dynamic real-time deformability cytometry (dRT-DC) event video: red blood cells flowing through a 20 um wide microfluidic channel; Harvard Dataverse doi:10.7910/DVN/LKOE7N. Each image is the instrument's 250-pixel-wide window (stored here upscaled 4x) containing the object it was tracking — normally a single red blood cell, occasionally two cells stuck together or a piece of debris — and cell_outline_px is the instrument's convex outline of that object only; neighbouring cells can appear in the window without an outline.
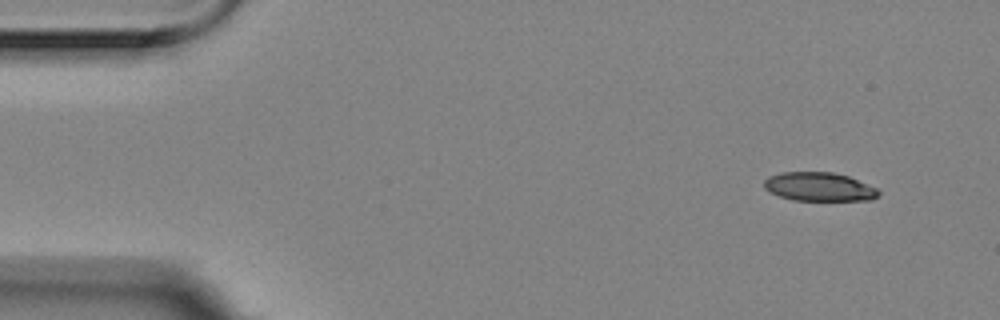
{"species": "Egyptian fruit bat (a non-hibernating species)", "species_latin": "Rousettus aegyptiacus", "temperature_condition": "room temperature", "stored_images_in_passage": 4, "camera_frame_rate_fps": 3000, "um_per_image_px": 0.085, "animal": {"sex": "female"}, "frame": {"image": 1, "passage_image": 1, "time_ms": 0.0, "image_size_px": [1000, 320], "cell_outline_px": [[880, 196], [872, 200], [792, 200], [780, 196], [764, 188], [764, 180], [768, 176], [780, 172], [832, 172], [848, 176], [876, 188], [880, 192]], "centroid_in_image_um": [69.63, 15.87], "position_along_channel_um": 15.4, "area_um2": 19.13}}
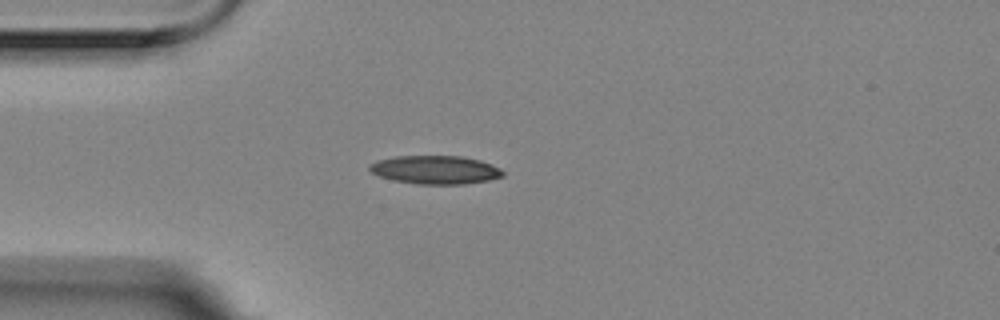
{"frame": {"image": 2, "passage_image": 4, "time_ms": 1.0, "image_size_px": [1000, 320], "cell_outline_px": [[504, 176], [488, 180], [464, 184], [416, 184], [392, 180], [380, 176], [372, 172], [368, 168], [368, 164], [376, 160], [396, 156], [464, 156], [480, 160], [492, 164], [500, 168], [504, 172]], "centroid_in_image_um": [37.0, 14.43], "position_along_channel_um": 48.0, "area_um2": 22.25}}